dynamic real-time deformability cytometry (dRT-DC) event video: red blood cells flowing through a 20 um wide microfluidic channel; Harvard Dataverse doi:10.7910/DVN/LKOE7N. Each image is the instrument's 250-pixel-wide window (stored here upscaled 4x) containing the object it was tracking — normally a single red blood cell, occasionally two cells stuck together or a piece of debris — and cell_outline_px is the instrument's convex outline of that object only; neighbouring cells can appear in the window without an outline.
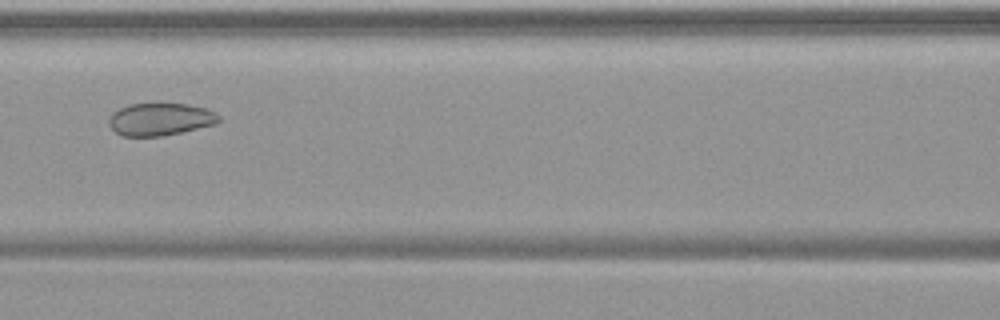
{"species": "common noctule bat (a hibernating species)", "species_latin": "Nyctalus noctula", "temperature_condition": "warm", "stored_images_in_passage": 51, "camera_frame_rate_fps": 3000, "um_per_image_px": 0.085, "animal": {"sex": "female", "body_mass_g": 19.9}, "frame": {"image": 1, "passage_image": 22, "time_ms": 7.0, "image_size_px": [1000, 320], "cell_outline_px": [[220, 120], [216, 124], [180, 132], [160, 136], [120, 136], [108, 124], [108, 120], [112, 112], [128, 104], [188, 104], [204, 108], [216, 112], [220, 116]], "centroid_in_image_um": [13.6, 10.14], "position_along_channel_um": 153.0, "area_um2": 20.75}}
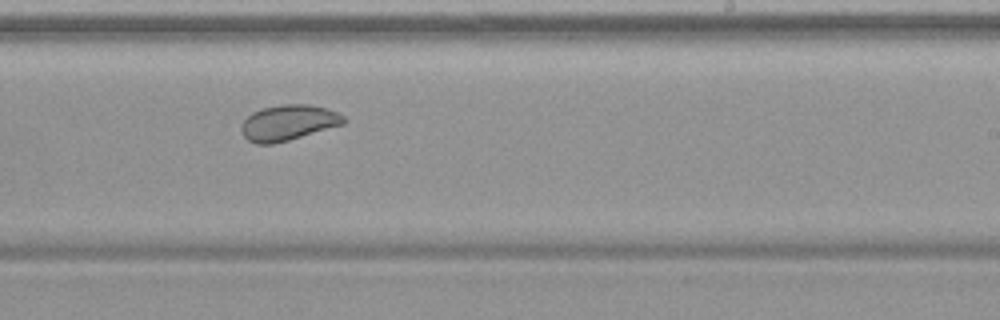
{"frame": {"image": 2, "passage_image": 31, "time_ms": 10.0, "image_size_px": [1000, 320], "cell_outline_px": [[344, 124], [288, 140], [272, 144], [256, 144], [248, 140], [240, 132], [240, 128], [244, 120], [252, 112], [260, 108], [280, 104], [308, 104], [324, 108], [336, 112], [344, 116]], "centroid_in_image_um": [24.45, 10.42], "position_along_channel_um": 264.5, "area_um2": 21.15}}
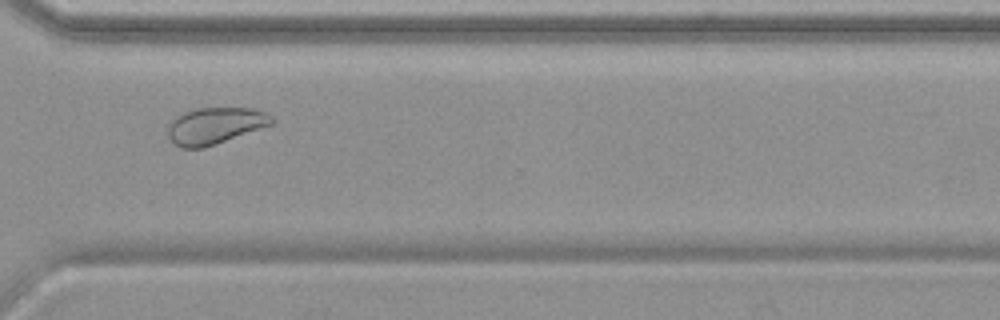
{"frame": {"image": 3, "passage_image": 38, "time_ms": 12.333, "image_size_px": [1000, 320], "cell_outline_px": [[276, 120], [272, 124], [216, 144], [204, 148], [180, 148], [168, 136], [168, 120], [180, 112], [196, 108], [252, 108], [264, 112], [272, 116]], "centroid_in_image_um": [18.23, 10.67], "position_along_channel_um": 352.4, "area_um2": 22.37}, "authors_computed_cell_mechanics": {"area_um2": 26.7614, "velocity_mm_per_s": 3.736, "shape_relaxation_time_tau1_ms": null, "shape_relaxation_time_tau2_ms": 1.812, "deformation_change_tau1": null, "deformation_change_tau2": 0.065}}